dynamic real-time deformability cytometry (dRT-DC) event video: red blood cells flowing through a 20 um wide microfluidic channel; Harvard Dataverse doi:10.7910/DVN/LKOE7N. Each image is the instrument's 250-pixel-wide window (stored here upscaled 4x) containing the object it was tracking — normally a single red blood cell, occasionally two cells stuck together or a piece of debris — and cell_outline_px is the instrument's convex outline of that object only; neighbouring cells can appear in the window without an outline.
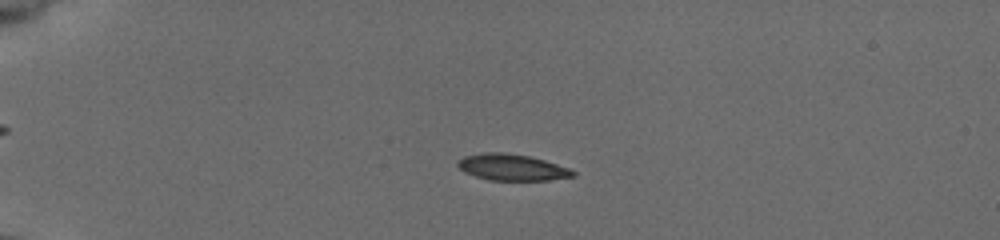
{"species": "common noctule bat (a hibernating species)", "species_latin": "Nyctalus noctula", "temperature_condition": "cold", "stored_images_in_passage": 32, "camera_frame_rate_fps": 3000, "um_per_image_px": 0.085, "animal": {"sex": "female", "body_mass_g": 19.5, "forearm_length_mm": 54.1}, "frame": {"image": 1, "passage_image": 25, "time_ms": 5.333, "image_size_px": [1000, 240], "cell_outline_px": [[576, 176], [548, 180], [488, 180], [464, 172], [456, 164], [464, 156], [484, 152], [504, 152], [528, 156], [544, 160], [568, 168], [576, 172]], "centroid_in_image_um": [43.51, 14.22], "position_along_channel_um": 41.5, "area_um2": 17.57}}
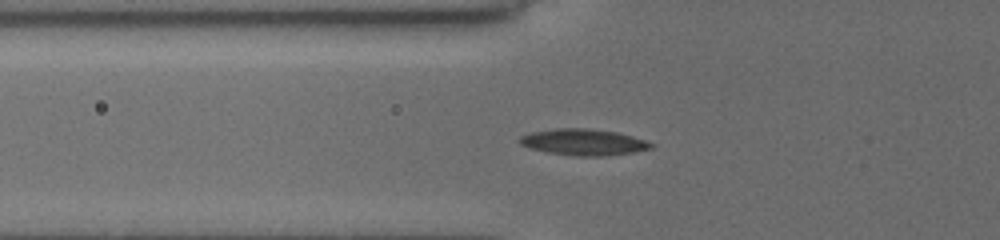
{"frame": {"image": 2, "passage_image": 30, "time_ms": 7.667, "image_size_px": [1000, 240], "cell_outline_px": [[652, 148], [632, 152], [604, 156], [576, 156], [548, 152], [532, 148], [520, 144], [516, 140], [520, 136], [532, 132], [556, 128], [588, 128], [616, 132], [632, 136], [644, 140], [652, 144]], "centroid_in_image_um": [49.56, 12.07], "position_along_channel_um": 76.2, "area_um2": 19.94}}